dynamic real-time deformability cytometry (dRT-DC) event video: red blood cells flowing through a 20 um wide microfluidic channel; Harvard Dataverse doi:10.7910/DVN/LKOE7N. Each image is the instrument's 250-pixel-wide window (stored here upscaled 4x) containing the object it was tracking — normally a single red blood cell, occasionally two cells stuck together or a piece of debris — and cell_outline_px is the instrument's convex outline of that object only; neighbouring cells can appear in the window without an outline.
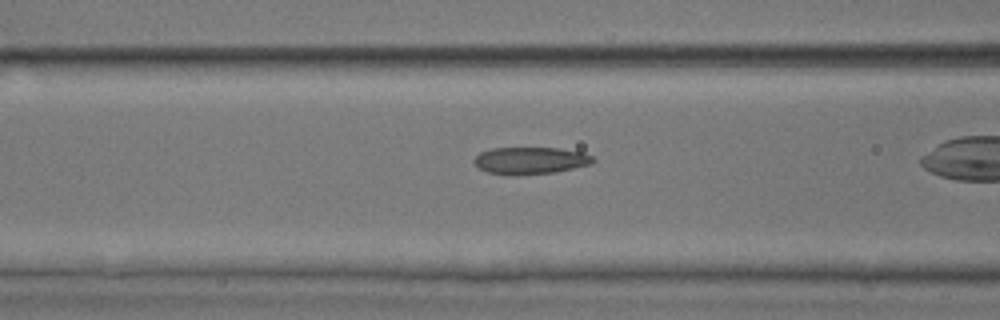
{"species": "common noctule bat (a hibernating species)", "species_latin": "Nyctalus noctula", "temperature_condition": "room temperature", "stored_images_in_passage": 29, "camera_frame_rate_fps": 3000, "um_per_image_px": 0.085, "animal": {"sex": "male", "body_mass_g": 17.9, "forearm_length_mm": 54.2}, "frame": {"image": 1, "passage_image": 9, "time_ms": 2.667, "image_size_px": [1000, 320], "cell_outline_px": [[596, 160], [592, 164], [556, 172], [516, 176], [512, 176], [488, 172], [480, 168], [472, 160], [480, 152], [492, 148], [560, 148], [584, 152], [592, 156]], "centroid_in_image_um": [45.11, 13.65], "position_along_channel_um": 121.5, "area_um2": 19.02}}
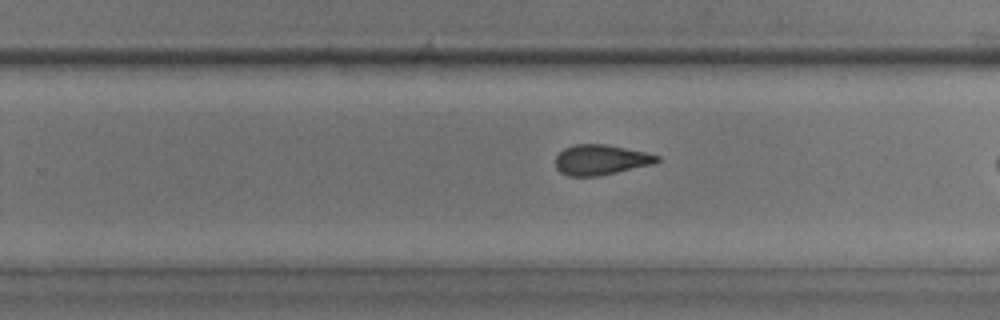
{"frame": {"image": 2, "passage_image": 21, "time_ms": 6.667, "image_size_px": [1000, 320], "cell_outline_px": [[660, 160], [656, 164], [596, 176], [568, 176], [560, 172], [556, 168], [556, 156], [564, 148], [572, 144], [604, 144], [644, 152], [660, 156]], "centroid_in_image_um": [51.06, 13.58], "position_along_channel_um": 278.7, "area_um2": 17.86}}